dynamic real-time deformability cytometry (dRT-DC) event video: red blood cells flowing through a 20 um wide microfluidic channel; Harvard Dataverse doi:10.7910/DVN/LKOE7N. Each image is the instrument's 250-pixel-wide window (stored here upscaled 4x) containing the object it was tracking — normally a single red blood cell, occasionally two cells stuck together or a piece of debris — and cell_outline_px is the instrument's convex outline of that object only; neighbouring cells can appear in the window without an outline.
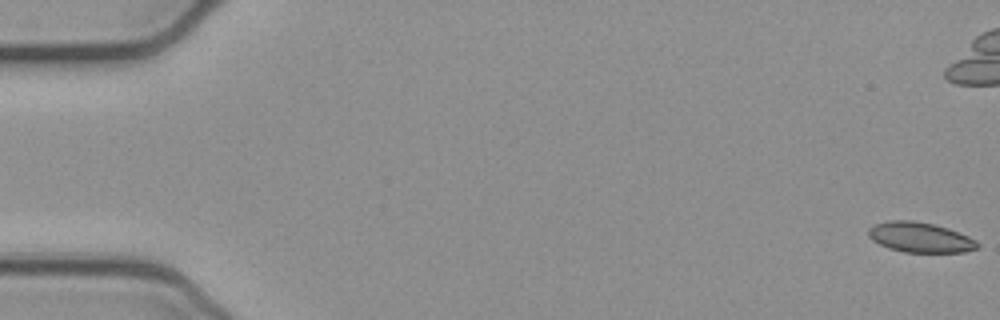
{"species": "common noctule bat (a hibernating species)", "species_latin": "Nyctalus noctula", "temperature_condition": "cold", "stored_images_in_passage": 54, "camera_frame_rate_fps": 3000, "um_per_image_px": 0.085, "animal": {"sex": "female", "body_mass_g": 21.9}, "frame": {"image": 1, "passage_image": 1, "time_ms": 0.0, "image_size_px": [1000, 320], "cell_outline_px": [[980, 244], [976, 248], [964, 252], [904, 252], [888, 248], [872, 240], [868, 236], [868, 228], [876, 224], [888, 220], [912, 220], [932, 224], [948, 228], [968, 236], [976, 240]], "centroid_in_image_um": [78.19, 20.17], "position_along_channel_um": 6.8, "area_um2": 19.07}}
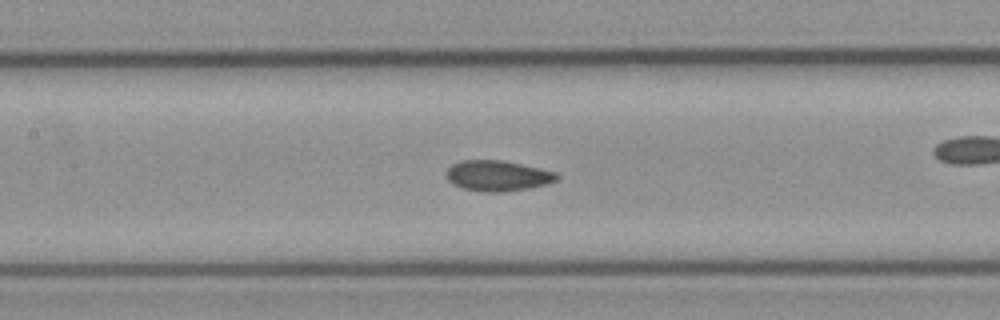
{"frame": {"image": 2, "passage_image": 25, "time_ms": 8.0, "image_size_px": [1000, 320], "cell_outline_px": [[560, 176], [556, 180], [548, 184], [528, 188], [504, 192], [484, 192], [464, 188], [452, 184], [448, 180], [448, 168], [452, 164], [460, 160], [500, 160], [520, 164], [556, 172]], "centroid_in_image_um": [42.31, 14.94], "position_along_channel_um": 165.1, "area_um2": 19.54}}
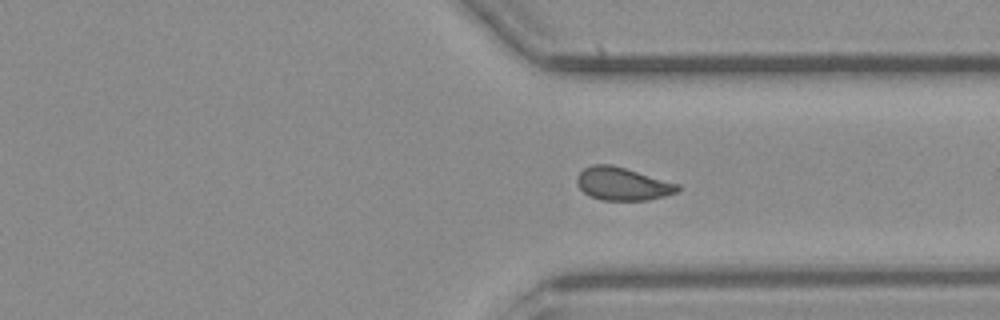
{"frame": {"image": 3, "passage_image": 40, "time_ms": 13.0, "image_size_px": [1000, 320], "cell_outline_px": [[680, 192], [648, 200], [604, 200], [592, 196], [584, 192], [576, 184], [576, 176], [584, 168], [592, 164], [612, 164], [680, 184]], "centroid_in_image_um": [52.93, 15.62], "position_along_channel_um": 358.5, "area_um2": 19.42}, "authors_computed_cell_mechanics": {"area_um2": 19.4208, "velocity_mm_per_s": 3.882, "shape_relaxation_time_tau1_ms": 6.586, "shape_relaxation_time_tau2_ms": 1.6759, "deformation_change_tau1": 0.1246, "deformation_change_tau2": 0.0717}}